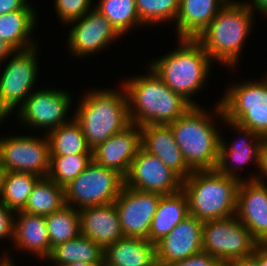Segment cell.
<instances>
[{
    "mask_svg": "<svg viewBox=\"0 0 267 266\" xmlns=\"http://www.w3.org/2000/svg\"><path fill=\"white\" fill-rule=\"evenodd\" d=\"M221 123L224 127L225 125L231 127L228 129H233L239 137H233L232 142H227L224 135L220 134L219 160L216 169L223 175L235 178L239 182L245 181L246 178L242 176L241 170L252 163L255 165V169H258L260 148L264 138L256 135L251 129L224 117Z\"/></svg>",
    "mask_w": 267,
    "mask_h": 266,
    "instance_id": "4fadbf2b",
    "label": "cell"
},
{
    "mask_svg": "<svg viewBox=\"0 0 267 266\" xmlns=\"http://www.w3.org/2000/svg\"><path fill=\"white\" fill-rule=\"evenodd\" d=\"M168 266H225L219 259L205 252L190 256L184 260L175 261Z\"/></svg>",
    "mask_w": 267,
    "mask_h": 266,
    "instance_id": "d590c367",
    "label": "cell"
},
{
    "mask_svg": "<svg viewBox=\"0 0 267 266\" xmlns=\"http://www.w3.org/2000/svg\"><path fill=\"white\" fill-rule=\"evenodd\" d=\"M123 186L124 178L119 173L92 160L84 171L64 187L65 202L77 210L113 203Z\"/></svg>",
    "mask_w": 267,
    "mask_h": 266,
    "instance_id": "8fae6325",
    "label": "cell"
},
{
    "mask_svg": "<svg viewBox=\"0 0 267 266\" xmlns=\"http://www.w3.org/2000/svg\"><path fill=\"white\" fill-rule=\"evenodd\" d=\"M12 135H0V166L5 172H24L41 178L47 177L50 148L46 134Z\"/></svg>",
    "mask_w": 267,
    "mask_h": 266,
    "instance_id": "7c38bea8",
    "label": "cell"
},
{
    "mask_svg": "<svg viewBox=\"0 0 267 266\" xmlns=\"http://www.w3.org/2000/svg\"><path fill=\"white\" fill-rule=\"evenodd\" d=\"M124 185L131 189L169 195L182 190L183 179L157 156L140 147L124 178Z\"/></svg>",
    "mask_w": 267,
    "mask_h": 266,
    "instance_id": "9a60e30c",
    "label": "cell"
},
{
    "mask_svg": "<svg viewBox=\"0 0 267 266\" xmlns=\"http://www.w3.org/2000/svg\"><path fill=\"white\" fill-rule=\"evenodd\" d=\"M72 27L67 34V49L73 58L93 57L104 51L113 41L121 39L122 35L95 8L91 9L80 19L69 23ZM89 56V57H88Z\"/></svg>",
    "mask_w": 267,
    "mask_h": 266,
    "instance_id": "5bb4252c",
    "label": "cell"
},
{
    "mask_svg": "<svg viewBox=\"0 0 267 266\" xmlns=\"http://www.w3.org/2000/svg\"><path fill=\"white\" fill-rule=\"evenodd\" d=\"M266 73H267V72H266ZM263 76H265L264 79L267 81V74H266V75H263Z\"/></svg>",
    "mask_w": 267,
    "mask_h": 266,
    "instance_id": "681fc988",
    "label": "cell"
},
{
    "mask_svg": "<svg viewBox=\"0 0 267 266\" xmlns=\"http://www.w3.org/2000/svg\"><path fill=\"white\" fill-rule=\"evenodd\" d=\"M97 3V4H96ZM94 8L98 10L123 36L131 29L141 28L135 0H98Z\"/></svg>",
    "mask_w": 267,
    "mask_h": 266,
    "instance_id": "f546056e",
    "label": "cell"
},
{
    "mask_svg": "<svg viewBox=\"0 0 267 266\" xmlns=\"http://www.w3.org/2000/svg\"><path fill=\"white\" fill-rule=\"evenodd\" d=\"M72 97L71 92L65 89L37 88L16 110L18 124L34 131L44 129L42 134H47L74 118V114L68 115L73 106Z\"/></svg>",
    "mask_w": 267,
    "mask_h": 266,
    "instance_id": "30bf717a",
    "label": "cell"
},
{
    "mask_svg": "<svg viewBox=\"0 0 267 266\" xmlns=\"http://www.w3.org/2000/svg\"><path fill=\"white\" fill-rule=\"evenodd\" d=\"M141 147L157 156L183 180L193 172L185 162L169 125L141 126Z\"/></svg>",
    "mask_w": 267,
    "mask_h": 266,
    "instance_id": "7402d4cb",
    "label": "cell"
},
{
    "mask_svg": "<svg viewBox=\"0 0 267 266\" xmlns=\"http://www.w3.org/2000/svg\"><path fill=\"white\" fill-rule=\"evenodd\" d=\"M92 160V154L50 156V169L47 177L65 187L84 171Z\"/></svg>",
    "mask_w": 267,
    "mask_h": 266,
    "instance_id": "836d02e7",
    "label": "cell"
},
{
    "mask_svg": "<svg viewBox=\"0 0 267 266\" xmlns=\"http://www.w3.org/2000/svg\"><path fill=\"white\" fill-rule=\"evenodd\" d=\"M13 261L14 257L9 252H4L0 255V266H16V263Z\"/></svg>",
    "mask_w": 267,
    "mask_h": 266,
    "instance_id": "ee69618b",
    "label": "cell"
},
{
    "mask_svg": "<svg viewBox=\"0 0 267 266\" xmlns=\"http://www.w3.org/2000/svg\"><path fill=\"white\" fill-rule=\"evenodd\" d=\"M203 221L188 215L156 245V260L158 266L184 260L202 252Z\"/></svg>",
    "mask_w": 267,
    "mask_h": 266,
    "instance_id": "e0dca14e",
    "label": "cell"
},
{
    "mask_svg": "<svg viewBox=\"0 0 267 266\" xmlns=\"http://www.w3.org/2000/svg\"><path fill=\"white\" fill-rule=\"evenodd\" d=\"M252 256L258 261V266H267V244H259Z\"/></svg>",
    "mask_w": 267,
    "mask_h": 266,
    "instance_id": "60d3db41",
    "label": "cell"
},
{
    "mask_svg": "<svg viewBox=\"0 0 267 266\" xmlns=\"http://www.w3.org/2000/svg\"><path fill=\"white\" fill-rule=\"evenodd\" d=\"M255 12L241 0H229L196 40L214 63L238 68L242 49L255 24ZM221 63V64H220Z\"/></svg>",
    "mask_w": 267,
    "mask_h": 266,
    "instance_id": "3957f363",
    "label": "cell"
},
{
    "mask_svg": "<svg viewBox=\"0 0 267 266\" xmlns=\"http://www.w3.org/2000/svg\"><path fill=\"white\" fill-rule=\"evenodd\" d=\"M258 172L251 173L246 178L247 180H257L261 183L267 184V139H264L260 148L259 167Z\"/></svg>",
    "mask_w": 267,
    "mask_h": 266,
    "instance_id": "74e56055",
    "label": "cell"
},
{
    "mask_svg": "<svg viewBox=\"0 0 267 266\" xmlns=\"http://www.w3.org/2000/svg\"><path fill=\"white\" fill-rule=\"evenodd\" d=\"M78 211L80 234L96 242L103 250L124 237L114 202Z\"/></svg>",
    "mask_w": 267,
    "mask_h": 266,
    "instance_id": "44dd1931",
    "label": "cell"
},
{
    "mask_svg": "<svg viewBox=\"0 0 267 266\" xmlns=\"http://www.w3.org/2000/svg\"><path fill=\"white\" fill-rule=\"evenodd\" d=\"M207 109L205 106H192L168 124L192 171L216 169L219 160L221 129L216 120L221 121L224 116L219 101H216L213 110Z\"/></svg>",
    "mask_w": 267,
    "mask_h": 266,
    "instance_id": "7a4b0ae2",
    "label": "cell"
},
{
    "mask_svg": "<svg viewBox=\"0 0 267 266\" xmlns=\"http://www.w3.org/2000/svg\"><path fill=\"white\" fill-rule=\"evenodd\" d=\"M13 218L14 212L9 210L0 200V240H13Z\"/></svg>",
    "mask_w": 267,
    "mask_h": 266,
    "instance_id": "8d00e7d4",
    "label": "cell"
},
{
    "mask_svg": "<svg viewBox=\"0 0 267 266\" xmlns=\"http://www.w3.org/2000/svg\"><path fill=\"white\" fill-rule=\"evenodd\" d=\"M100 264H86V263H82V262H74L72 264L69 265H65V266H99Z\"/></svg>",
    "mask_w": 267,
    "mask_h": 266,
    "instance_id": "bcb514c9",
    "label": "cell"
},
{
    "mask_svg": "<svg viewBox=\"0 0 267 266\" xmlns=\"http://www.w3.org/2000/svg\"><path fill=\"white\" fill-rule=\"evenodd\" d=\"M16 50L7 42L0 39V66L15 52Z\"/></svg>",
    "mask_w": 267,
    "mask_h": 266,
    "instance_id": "b9f144b4",
    "label": "cell"
},
{
    "mask_svg": "<svg viewBox=\"0 0 267 266\" xmlns=\"http://www.w3.org/2000/svg\"><path fill=\"white\" fill-rule=\"evenodd\" d=\"M236 217L260 244H267V184L257 180L239 183Z\"/></svg>",
    "mask_w": 267,
    "mask_h": 266,
    "instance_id": "ac0fdd59",
    "label": "cell"
},
{
    "mask_svg": "<svg viewBox=\"0 0 267 266\" xmlns=\"http://www.w3.org/2000/svg\"><path fill=\"white\" fill-rule=\"evenodd\" d=\"M29 3L28 0H0V15L21 10Z\"/></svg>",
    "mask_w": 267,
    "mask_h": 266,
    "instance_id": "f35d334b",
    "label": "cell"
},
{
    "mask_svg": "<svg viewBox=\"0 0 267 266\" xmlns=\"http://www.w3.org/2000/svg\"><path fill=\"white\" fill-rule=\"evenodd\" d=\"M93 1L94 0H54L55 7L53 8L61 24L69 25V23L80 19L93 9Z\"/></svg>",
    "mask_w": 267,
    "mask_h": 266,
    "instance_id": "e575fe53",
    "label": "cell"
},
{
    "mask_svg": "<svg viewBox=\"0 0 267 266\" xmlns=\"http://www.w3.org/2000/svg\"><path fill=\"white\" fill-rule=\"evenodd\" d=\"M110 266H158L156 245L147 239L123 237L104 250Z\"/></svg>",
    "mask_w": 267,
    "mask_h": 266,
    "instance_id": "d4e9b609",
    "label": "cell"
},
{
    "mask_svg": "<svg viewBox=\"0 0 267 266\" xmlns=\"http://www.w3.org/2000/svg\"><path fill=\"white\" fill-rule=\"evenodd\" d=\"M188 215V199L183 190L169 195H161L156 213L151 221L147 240L156 244Z\"/></svg>",
    "mask_w": 267,
    "mask_h": 266,
    "instance_id": "484cf974",
    "label": "cell"
},
{
    "mask_svg": "<svg viewBox=\"0 0 267 266\" xmlns=\"http://www.w3.org/2000/svg\"><path fill=\"white\" fill-rule=\"evenodd\" d=\"M5 120L7 121V117L0 111V126Z\"/></svg>",
    "mask_w": 267,
    "mask_h": 266,
    "instance_id": "7dc6e473",
    "label": "cell"
},
{
    "mask_svg": "<svg viewBox=\"0 0 267 266\" xmlns=\"http://www.w3.org/2000/svg\"><path fill=\"white\" fill-rule=\"evenodd\" d=\"M5 174H6L5 170L0 166V200H1V196H2Z\"/></svg>",
    "mask_w": 267,
    "mask_h": 266,
    "instance_id": "f6af8a7d",
    "label": "cell"
},
{
    "mask_svg": "<svg viewBox=\"0 0 267 266\" xmlns=\"http://www.w3.org/2000/svg\"><path fill=\"white\" fill-rule=\"evenodd\" d=\"M243 3L249 6L257 15L261 13L262 16L267 17V0H245Z\"/></svg>",
    "mask_w": 267,
    "mask_h": 266,
    "instance_id": "ab89813d",
    "label": "cell"
},
{
    "mask_svg": "<svg viewBox=\"0 0 267 266\" xmlns=\"http://www.w3.org/2000/svg\"><path fill=\"white\" fill-rule=\"evenodd\" d=\"M225 266H258V261L253 256H249L230 261Z\"/></svg>",
    "mask_w": 267,
    "mask_h": 266,
    "instance_id": "7bdbcfd3",
    "label": "cell"
},
{
    "mask_svg": "<svg viewBox=\"0 0 267 266\" xmlns=\"http://www.w3.org/2000/svg\"><path fill=\"white\" fill-rule=\"evenodd\" d=\"M40 178L32 173L6 172L1 202L13 212L23 210L34 185Z\"/></svg>",
    "mask_w": 267,
    "mask_h": 266,
    "instance_id": "4dcf8cb0",
    "label": "cell"
},
{
    "mask_svg": "<svg viewBox=\"0 0 267 266\" xmlns=\"http://www.w3.org/2000/svg\"><path fill=\"white\" fill-rule=\"evenodd\" d=\"M177 41L179 46L174 50L147 64L172 91L192 106H202L192 97L208 85L213 62L196 39L178 38Z\"/></svg>",
    "mask_w": 267,
    "mask_h": 266,
    "instance_id": "277c9868",
    "label": "cell"
},
{
    "mask_svg": "<svg viewBox=\"0 0 267 266\" xmlns=\"http://www.w3.org/2000/svg\"><path fill=\"white\" fill-rule=\"evenodd\" d=\"M49 141L50 156H70L92 154L87 145L79 123L73 118L46 134Z\"/></svg>",
    "mask_w": 267,
    "mask_h": 266,
    "instance_id": "f1b7e54d",
    "label": "cell"
},
{
    "mask_svg": "<svg viewBox=\"0 0 267 266\" xmlns=\"http://www.w3.org/2000/svg\"><path fill=\"white\" fill-rule=\"evenodd\" d=\"M141 147V127L130 124L92 149L93 161L126 177Z\"/></svg>",
    "mask_w": 267,
    "mask_h": 266,
    "instance_id": "d6986e66",
    "label": "cell"
},
{
    "mask_svg": "<svg viewBox=\"0 0 267 266\" xmlns=\"http://www.w3.org/2000/svg\"><path fill=\"white\" fill-rule=\"evenodd\" d=\"M180 0H135L140 22L148 26L173 24L177 19ZM172 22V23H171Z\"/></svg>",
    "mask_w": 267,
    "mask_h": 266,
    "instance_id": "d6a6232c",
    "label": "cell"
},
{
    "mask_svg": "<svg viewBox=\"0 0 267 266\" xmlns=\"http://www.w3.org/2000/svg\"><path fill=\"white\" fill-rule=\"evenodd\" d=\"M202 252L228 262L252 256L260 244L236 215L205 221L202 226Z\"/></svg>",
    "mask_w": 267,
    "mask_h": 266,
    "instance_id": "9c48e42d",
    "label": "cell"
},
{
    "mask_svg": "<svg viewBox=\"0 0 267 266\" xmlns=\"http://www.w3.org/2000/svg\"><path fill=\"white\" fill-rule=\"evenodd\" d=\"M66 205L64 187L48 177L40 178L34 185L23 212L48 216Z\"/></svg>",
    "mask_w": 267,
    "mask_h": 266,
    "instance_id": "83f0119b",
    "label": "cell"
},
{
    "mask_svg": "<svg viewBox=\"0 0 267 266\" xmlns=\"http://www.w3.org/2000/svg\"><path fill=\"white\" fill-rule=\"evenodd\" d=\"M239 183L217 169L193 171L183 180L182 186L189 214L203 222L236 215Z\"/></svg>",
    "mask_w": 267,
    "mask_h": 266,
    "instance_id": "8992f818",
    "label": "cell"
},
{
    "mask_svg": "<svg viewBox=\"0 0 267 266\" xmlns=\"http://www.w3.org/2000/svg\"><path fill=\"white\" fill-rule=\"evenodd\" d=\"M11 244L16 251L28 252L33 258L45 262L52 251L45 216L29 214L22 210L14 212Z\"/></svg>",
    "mask_w": 267,
    "mask_h": 266,
    "instance_id": "ffe728a7",
    "label": "cell"
},
{
    "mask_svg": "<svg viewBox=\"0 0 267 266\" xmlns=\"http://www.w3.org/2000/svg\"><path fill=\"white\" fill-rule=\"evenodd\" d=\"M161 194L123 186L114 201L124 237L147 239Z\"/></svg>",
    "mask_w": 267,
    "mask_h": 266,
    "instance_id": "2e32d148",
    "label": "cell"
},
{
    "mask_svg": "<svg viewBox=\"0 0 267 266\" xmlns=\"http://www.w3.org/2000/svg\"><path fill=\"white\" fill-rule=\"evenodd\" d=\"M73 111L87 145L94 149L130 123L128 97L122 84L114 88L87 89Z\"/></svg>",
    "mask_w": 267,
    "mask_h": 266,
    "instance_id": "5b68a950",
    "label": "cell"
},
{
    "mask_svg": "<svg viewBox=\"0 0 267 266\" xmlns=\"http://www.w3.org/2000/svg\"><path fill=\"white\" fill-rule=\"evenodd\" d=\"M45 261L54 264L53 266H65L74 262L101 264L104 261V250L96 242L80 234L53 247Z\"/></svg>",
    "mask_w": 267,
    "mask_h": 266,
    "instance_id": "4316f807",
    "label": "cell"
},
{
    "mask_svg": "<svg viewBox=\"0 0 267 266\" xmlns=\"http://www.w3.org/2000/svg\"><path fill=\"white\" fill-rule=\"evenodd\" d=\"M36 12L29 3L21 10L0 15V39L9 43L16 51L38 45L32 35L39 25Z\"/></svg>",
    "mask_w": 267,
    "mask_h": 266,
    "instance_id": "cb8c5ba5",
    "label": "cell"
},
{
    "mask_svg": "<svg viewBox=\"0 0 267 266\" xmlns=\"http://www.w3.org/2000/svg\"><path fill=\"white\" fill-rule=\"evenodd\" d=\"M143 75H132L121 84L128 97L130 123L138 126L168 125L184 115L192 105L172 91L147 65Z\"/></svg>",
    "mask_w": 267,
    "mask_h": 266,
    "instance_id": "6da1fadb",
    "label": "cell"
},
{
    "mask_svg": "<svg viewBox=\"0 0 267 266\" xmlns=\"http://www.w3.org/2000/svg\"><path fill=\"white\" fill-rule=\"evenodd\" d=\"M219 99L224 118L267 139V81L245 80L227 87Z\"/></svg>",
    "mask_w": 267,
    "mask_h": 266,
    "instance_id": "52a82bcc",
    "label": "cell"
},
{
    "mask_svg": "<svg viewBox=\"0 0 267 266\" xmlns=\"http://www.w3.org/2000/svg\"><path fill=\"white\" fill-rule=\"evenodd\" d=\"M45 219L51 248L80 235L79 211L71 206L65 205Z\"/></svg>",
    "mask_w": 267,
    "mask_h": 266,
    "instance_id": "1f68e13d",
    "label": "cell"
},
{
    "mask_svg": "<svg viewBox=\"0 0 267 266\" xmlns=\"http://www.w3.org/2000/svg\"><path fill=\"white\" fill-rule=\"evenodd\" d=\"M99 266H110V265L106 263L105 261H103Z\"/></svg>",
    "mask_w": 267,
    "mask_h": 266,
    "instance_id": "c3c4849f",
    "label": "cell"
},
{
    "mask_svg": "<svg viewBox=\"0 0 267 266\" xmlns=\"http://www.w3.org/2000/svg\"><path fill=\"white\" fill-rule=\"evenodd\" d=\"M39 45L15 51L0 66V111L7 117L16 114L30 96L39 80ZM38 55V56H37ZM6 64V65H5Z\"/></svg>",
    "mask_w": 267,
    "mask_h": 266,
    "instance_id": "ba28073f",
    "label": "cell"
},
{
    "mask_svg": "<svg viewBox=\"0 0 267 266\" xmlns=\"http://www.w3.org/2000/svg\"><path fill=\"white\" fill-rule=\"evenodd\" d=\"M229 0H180L175 21L176 38L196 39Z\"/></svg>",
    "mask_w": 267,
    "mask_h": 266,
    "instance_id": "603a6c76",
    "label": "cell"
}]
</instances>
